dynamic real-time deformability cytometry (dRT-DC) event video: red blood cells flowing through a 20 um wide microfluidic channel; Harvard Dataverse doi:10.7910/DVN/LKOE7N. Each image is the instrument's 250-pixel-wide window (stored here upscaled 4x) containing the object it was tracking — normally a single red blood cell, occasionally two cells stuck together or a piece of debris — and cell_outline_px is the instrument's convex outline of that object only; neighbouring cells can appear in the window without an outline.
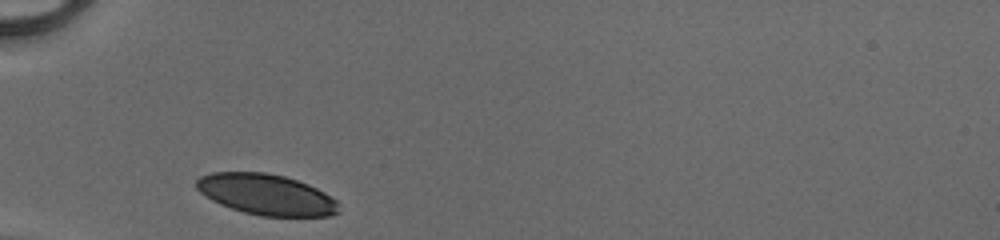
{"species": "human", "species_latin": "Homo sapiens", "temperature_condition": "cold", "stored_images_in_passage": 26, "camera_frame_rate_fps": 3000, "um_per_image_px": 0.085, "donor": {"sex": "male"}, "frame": {"image": 1, "passage_image": 1, "time_ms": 0.0, "image_size_px": [1000, 240], "cell_outline_px": [[340, 212], [328, 216], [260, 216], [244, 212], [220, 204], [212, 200], [200, 192], [196, 188], [196, 180], [200, 176], [212, 172], [264, 172], [284, 176], [308, 184], [324, 192], [336, 200]], "centroid_in_image_um": [22.63, 16.53], "position_along_channel_um": 62.4, "area_um2": 33.76}}
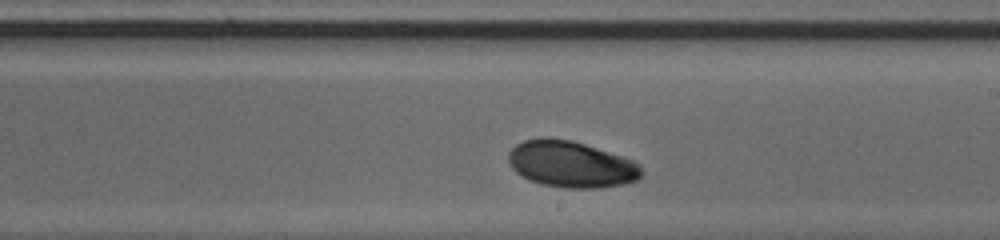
{"frame": {"image": 2, "passage_image": 15, "time_ms": 4.667, "image_size_px": [1000, 240], "cell_outline_px": [[644, 172], [636, 180], [624, 184], [600, 188], [564, 188], [540, 184], [528, 180], [516, 172], [512, 168], [508, 160], [508, 152], [516, 144], [524, 140], [540, 136], [544, 136], [572, 140], [632, 160]], "centroid_in_image_um": [48.48, 13.96], "position_along_channel_um": 240.5, "area_um2": 36.07}}
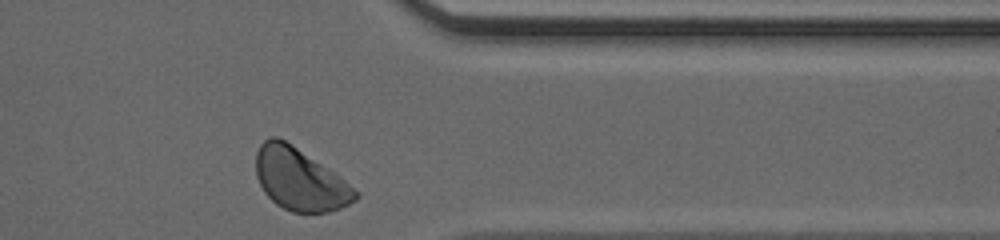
{"frame": {"image": 3, "passage_image": 26, "time_ms": 8.333, "image_size_px": [1000, 240], "cell_outline_px": [[360, 196], [356, 200], [340, 208], [328, 212], [292, 212], [276, 204], [264, 192], [256, 176], [256, 152], [260, 144], [264, 140], [272, 136], [276, 136], [292, 144], [340, 176], [360, 192]], "centroid_in_image_um": [25.49, 15.25], "position_along_channel_um": 385.9, "area_um2": 35.95}, "authors_computed_cell_mechanics": {"area_um2": 35.3447, "velocity_mm_per_s": 4.0614, "shape_relaxation_time_tau1_ms": 1.4346, "shape_relaxation_time_tau2_ms": null, "deformation_change_tau1": 0.0717, "deformation_change_tau2": null}}